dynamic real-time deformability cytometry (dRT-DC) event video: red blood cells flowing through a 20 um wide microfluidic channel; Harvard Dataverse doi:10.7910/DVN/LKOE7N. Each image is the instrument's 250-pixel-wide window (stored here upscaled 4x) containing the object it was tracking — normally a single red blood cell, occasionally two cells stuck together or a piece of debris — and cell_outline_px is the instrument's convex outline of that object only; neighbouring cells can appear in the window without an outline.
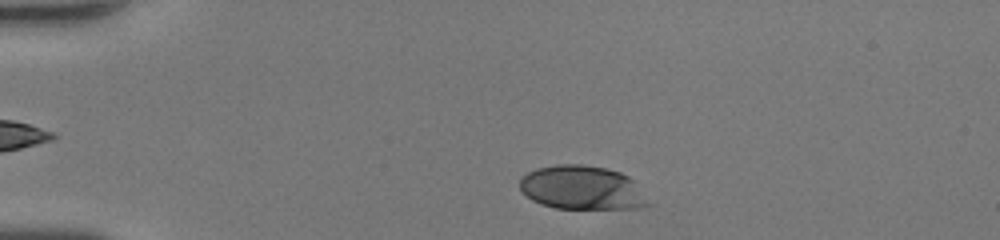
{"species": "human", "species_latin": "Homo sapiens", "temperature_condition": "room temperature", "stored_images_in_passage": 33, "camera_frame_rate_fps": 3000, "um_per_image_px": 0.085, "donor": {"sex": "female"}, "frame": {"image": 1, "passage_image": 3, "time_ms": 0.667, "image_size_px": [1000, 240], "cell_outline_px": [[648, 204], [636, 208], [556, 208], [540, 204], [532, 200], [520, 188], [520, 176], [536, 168], [556, 164], [584, 164], [608, 168], [620, 172], [628, 176], [632, 180]], "centroid_in_image_um": [49.39, 15.93], "position_along_channel_um": 35.6, "area_um2": 32.43}}
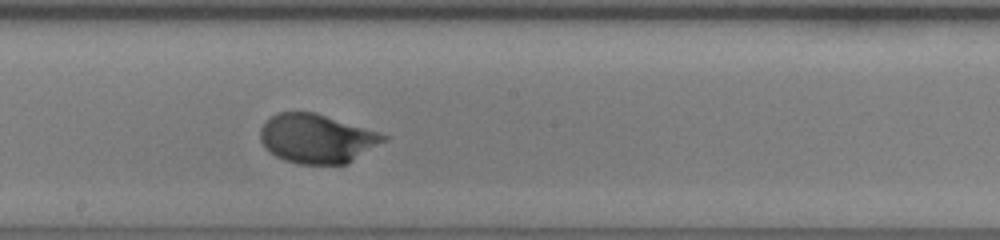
{"frame": {"image": 2, "passage_image": 20, "time_ms": 6.333, "image_size_px": [1000, 240], "cell_outline_px": [[388, 140], [348, 164], [296, 164], [284, 160], [276, 156], [264, 148], [260, 140], [260, 128], [276, 112], [316, 112], [388, 136]], "centroid_in_image_um": [26.92, 11.8], "position_along_channel_um": 221.3, "area_um2": 35.32}}
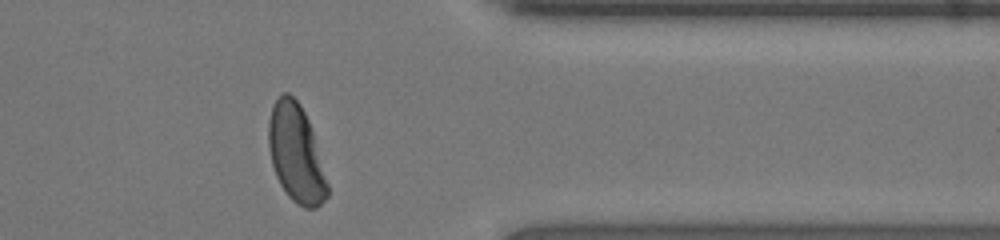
{"frame": {"image": 3, "passage_image": 32, "time_ms": 10.333, "image_size_px": [1000, 240], "cell_outline_px": [[328, 196], [316, 208], [304, 208], [292, 200], [288, 196], [280, 184], [276, 176], [272, 164], [268, 144], [268, 124], [272, 104], [284, 92], [288, 92], [300, 104], [308, 120], [312, 132], [328, 184]], "centroid_in_image_um": [25.14, 13.05], "position_along_channel_um": 386.3, "area_um2": 33.18}, "authors_computed_cell_mechanics": {"area_um2": 34.5644, "velocity_mm_per_s": 4.3296, "shape_relaxation_time_tau1_ms": 2.7457, "shape_relaxation_time_tau2_ms": null, "deformation_change_tau1": 0.1879, "deformation_change_tau2": null}}